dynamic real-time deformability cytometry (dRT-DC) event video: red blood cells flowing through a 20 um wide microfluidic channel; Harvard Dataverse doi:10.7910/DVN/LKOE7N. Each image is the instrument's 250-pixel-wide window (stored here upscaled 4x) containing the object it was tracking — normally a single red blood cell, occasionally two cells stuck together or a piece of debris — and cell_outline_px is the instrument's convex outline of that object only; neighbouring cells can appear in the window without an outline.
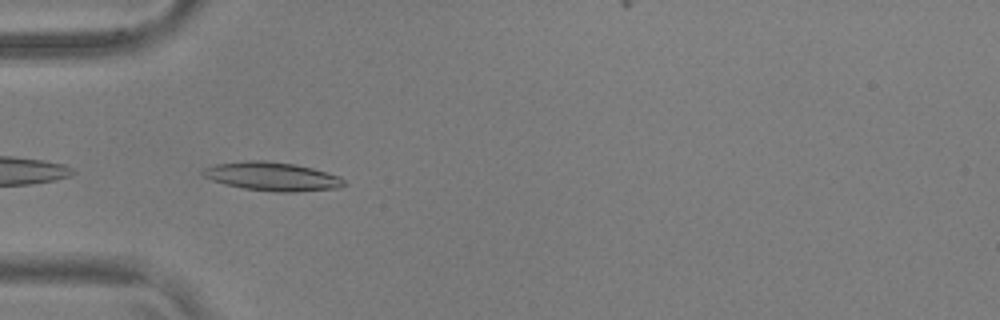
{"species": "common noctule bat (a hibernating species)", "species_latin": "Nyctalus noctula", "temperature_condition": "warm", "stored_images_in_passage": 32, "camera_frame_rate_fps": 3000, "um_per_image_px": 0.085, "animal": {"sex": "male", "body_mass_g": 17.9, "forearm_length_mm": 54.2}, "frame": {"image": 1, "passage_image": 2, "time_ms": 0.333, "image_size_px": [1000, 320], "cell_outline_px": [[348, 184], [340, 188], [296, 192], [276, 192], [244, 188], [224, 184], [212, 180], [204, 176], [200, 172], [204, 168], [216, 164], [244, 160], [264, 160], [296, 164], [312, 168], [340, 176]], "centroid_in_image_um": [23.16, 15.0], "position_along_channel_um": 61.8, "area_um2": 23.76}}
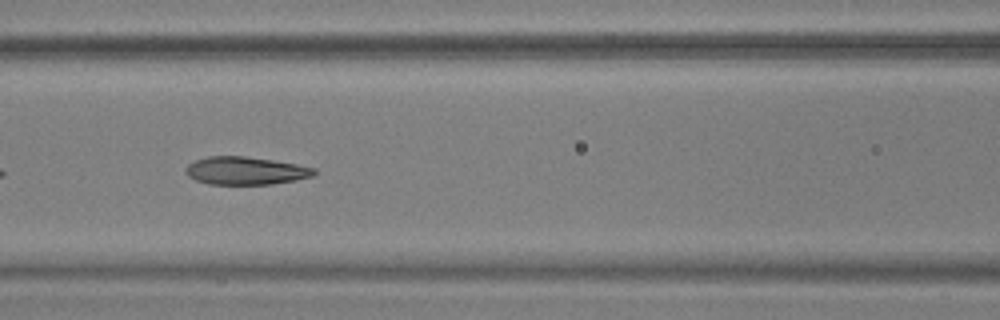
{"frame": {"image": 2, "passage_image": 9, "time_ms": 2.667, "image_size_px": [1000, 320], "cell_outline_px": [[316, 172], [312, 176], [296, 180], [272, 184], [208, 184], [196, 180], [188, 176], [184, 172], [184, 168], [188, 164], [196, 160], [208, 156], [244, 156], [272, 160], [296, 164], [316, 168]], "centroid_in_image_um": [20.85, 14.51], "position_along_channel_um": 145.8, "area_um2": 20.87}}
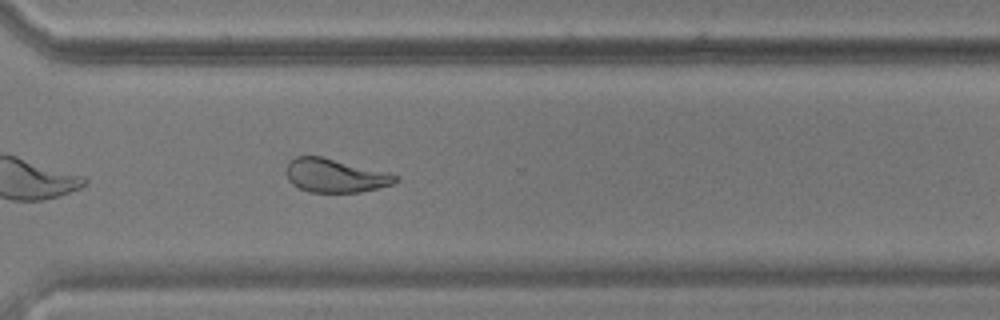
{"frame": {"image": 3, "passage_image": 25, "time_ms": 8.0, "image_size_px": [1000, 320], "cell_outline_px": [[400, 180], [392, 184], [360, 192], [308, 192], [292, 184], [288, 180], [284, 172], [288, 164], [296, 156], [320, 156], [400, 176]], "centroid_in_image_um": [28.44, 14.94], "position_along_channel_um": 342.2, "area_um2": 21.1}, "authors_computed_cell_mechanics": {"area_um2": 21.386, "velocity_mm_per_s": 3.6857, "shape_relaxation_time_tau1_ms": 5.4647, "shape_relaxation_time_tau2_ms": 1.7114, "deformation_change_tau1": 0.166, "deformation_change_tau2": 0.0807}}